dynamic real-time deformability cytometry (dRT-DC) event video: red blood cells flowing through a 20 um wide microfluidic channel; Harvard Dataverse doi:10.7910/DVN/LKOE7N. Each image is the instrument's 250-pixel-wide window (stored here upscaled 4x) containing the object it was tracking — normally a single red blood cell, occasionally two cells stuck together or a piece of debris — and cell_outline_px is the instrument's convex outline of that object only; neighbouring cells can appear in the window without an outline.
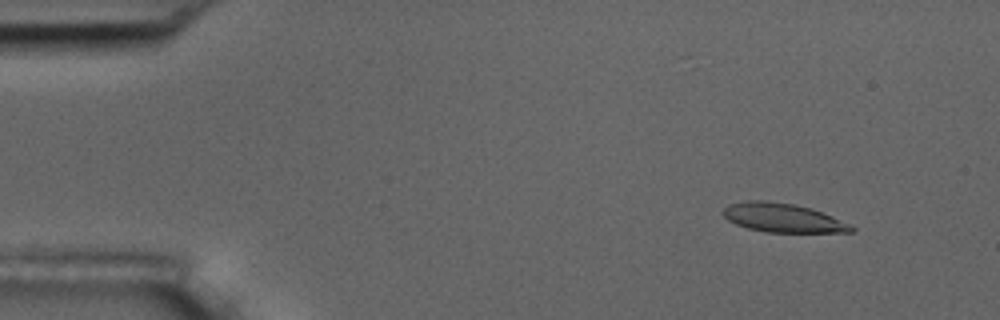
{"species": "common noctule bat (a hibernating species)", "species_latin": "Nyctalus noctula", "temperature_condition": "room temperature", "stored_images_in_passage": 56, "camera_frame_rate_fps": 3000, "um_per_image_px": 0.085, "animal": {"sex": "male", "body_mass_g": 17.5, "forearm_length_mm": 52.3}, "frame": {"image": 1, "passage_image": 6, "time_ms": 1.667, "image_size_px": [1000, 320], "cell_outline_px": [[856, 228], [852, 232], [764, 232], [748, 228], [736, 224], [728, 220], [720, 212], [728, 204], [748, 200], [768, 200], [792, 204], [808, 208], [832, 216], [852, 224]], "centroid_in_image_um": [66.51, 18.51], "position_along_channel_um": 18.5, "area_um2": 21.62}}
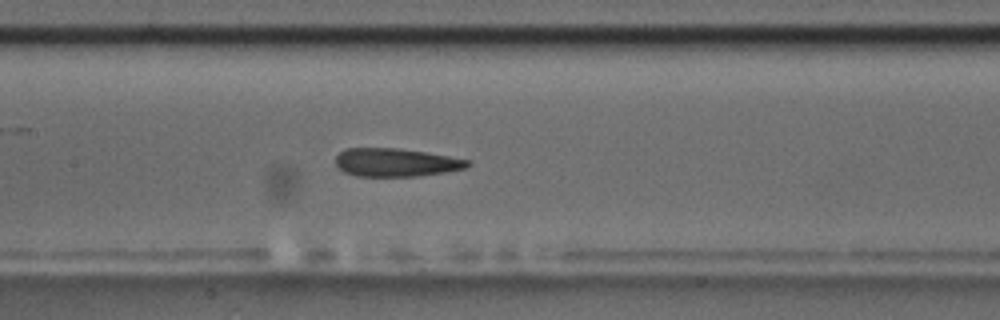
{"frame": {"image": 2, "passage_image": 27, "time_ms": 8.667, "image_size_px": [1000, 320], "cell_outline_px": [[472, 164], [464, 168], [448, 172], [420, 176], [356, 176], [344, 172], [336, 164], [336, 156], [344, 148], [396, 148], [424, 152], [472, 160]], "centroid_in_image_um": [33.67, 13.81], "position_along_channel_um": 173.7, "area_um2": 21.79}}
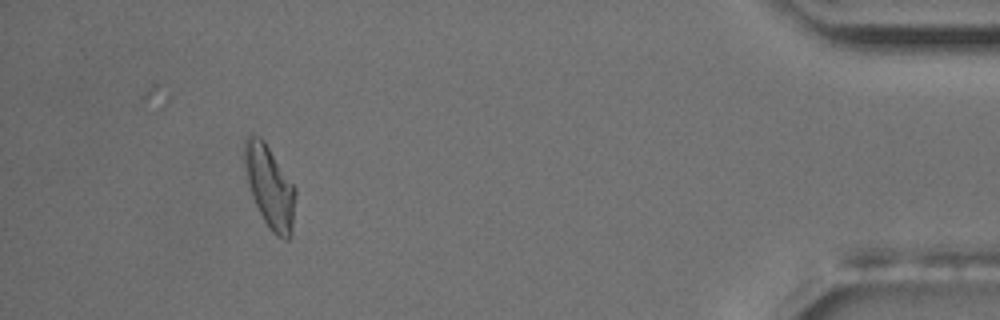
{"frame": {"image": 3, "passage_image": 52, "time_ms": 17.0, "image_size_px": [1000, 320], "cell_outline_px": [[296, 196], [292, 236], [288, 240], [284, 240], [276, 236], [272, 232], [264, 220], [252, 196], [244, 164], [244, 140], [248, 132], [252, 132], [260, 136], [264, 140], [296, 188]], "centroid_in_image_um": [22.94, 15.85], "position_along_channel_um": 412.3, "area_um2": 24.68}, "authors_computed_cell_mechanics": {"area_um2": 22.3108, "velocity_mm_per_s": 3.5913, "shape_relaxation_time_tau1_ms": null, "shape_relaxation_time_tau2_ms": 3.0779, "deformation_change_tau1": null, "deformation_change_tau2": 0.1022}}